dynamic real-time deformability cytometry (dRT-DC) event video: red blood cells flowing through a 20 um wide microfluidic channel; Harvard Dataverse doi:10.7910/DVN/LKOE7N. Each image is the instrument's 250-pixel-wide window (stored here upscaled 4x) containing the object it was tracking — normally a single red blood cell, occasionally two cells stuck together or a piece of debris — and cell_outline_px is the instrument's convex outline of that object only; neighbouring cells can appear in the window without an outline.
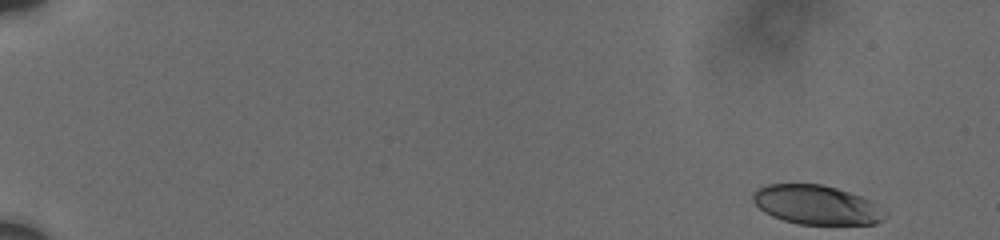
{"species": "human", "species_latin": "Homo sapiens", "temperature_condition": "cold", "stored_images_in_passage": 55, "camera_frame_rate_fps": 3000, "um_per_image_px": 0.085, "donor": {"sex": "male"}, "frame": {"image": 1, "passage_image": 1, "time_ms": 0.0, "image_size_px": [1000, 240], "cell_outline_px": [[880, 220], [876, 224], [800, 224], [784, 220], [772, 216], [764, 212], [752, 200], [752, 196], [756, 188], [768, 184], [820, 184], [836, 188], [860, 196], [868, 200], [880, 212]], "centroid_in_image_um": [69.26, 17.4], "position_along_channel_um": 15.7, "area_um2": 29.3}}
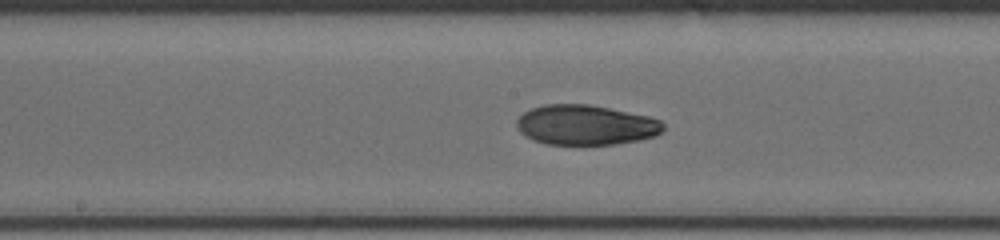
{"frame": {"image": 2, "passage_image": 30, "time_ms": 9.667, "image_size_px": [1000, 240], "cell_outline_px": [[664, 128], [656, 136], [640, 140], [616, 144], [584, 148], [544, 144], [532, 140], [524, 136], [520, 132], [516, 124], [516, 120], [524, 112], [532, 108], [544, 104], [588, 104], [648, 116], [660, 120], [664, 124]], "centroid_in_image_um": [49.76, 10.68], "position_along_channel_um": 198.4, "area_um2": 35.26}}
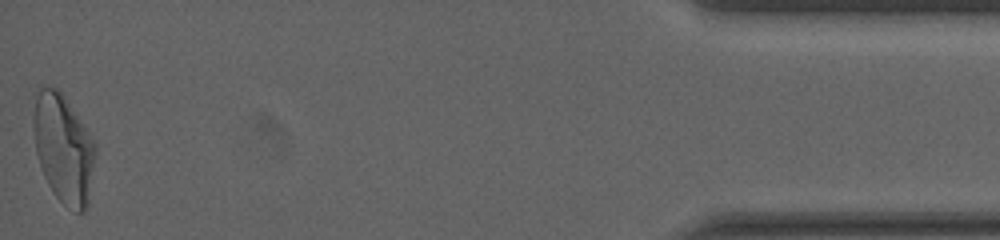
{"frame": {"image": 3, "passage_image": 55, "time_ms": 18.0, "image_size_px": [1000, 240], "cell_outline_px": [[96, 156], [88, 204], [84, 212], [76, 212], [64, 204], [52, 192], [44, 176], [36, 152], [32, 128], [32, 92], [40, 84], [56, 88], [60, 92], [96, 144]], "centroid_in_image_um": [5.34, 12.58], "position_along_channel_um": 429.9, "area_um2": 39.71}, "authors_computed_cell_mechanics": {"area_um2": 34.0442, "velocity_mm_per_s": 3.6942, "shape_relaxation_time_tau1_ms": 6.6606, "shape_relaxation_time_tau2_ms": 2.1426, "deformation_change_tau1": 0.1968, "deformation_change_tau2": 0.0685}}